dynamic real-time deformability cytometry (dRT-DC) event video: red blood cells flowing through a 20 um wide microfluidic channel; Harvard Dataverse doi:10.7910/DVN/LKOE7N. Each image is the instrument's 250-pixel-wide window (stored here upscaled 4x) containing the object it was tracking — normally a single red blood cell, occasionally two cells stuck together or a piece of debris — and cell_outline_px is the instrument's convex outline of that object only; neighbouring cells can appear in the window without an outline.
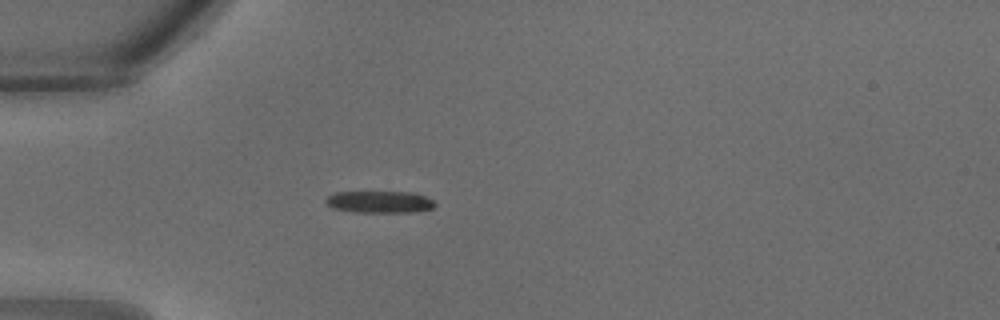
{"species": "common noctule bat (a hibernating species)", "species_latin": "Nyctalus noctula", "temperature_condition": "warm", "stored_images_in_passage": 24, "camera_frame_rate_fps": 3000, "um_per_image_px": 0.085, "animal": {"sex": "male", "body_mass_g": 18.8}, "frame": {"image": 1, "passage_image": 1, "time_ms": 0.0, "image_size_px": [1000, 320], "cell_outline_px": [[436, 204], [432, 208], [416, 212], [352, 212], [332, 208], [324, 200], [328, 196], [336, 192], [416, 192], [436, 200]], "centroid_in_image_um": [32.32, 17.16], "position_along_channel_um": 52.7, "area_um2": 14.16}}
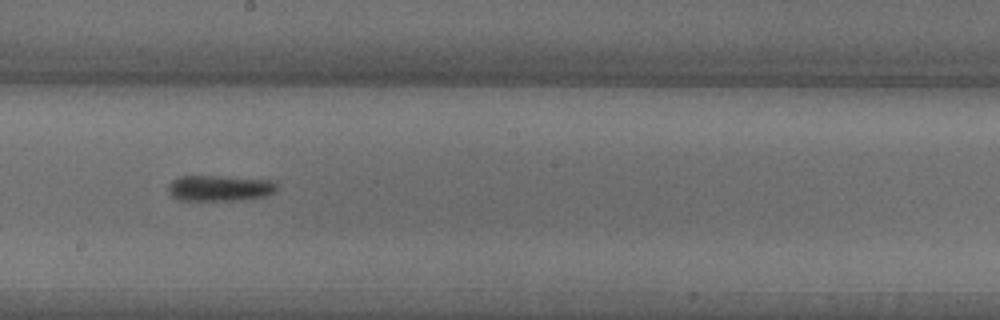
{"frame": {"image": 2, "passage_image": 10, "time_ms": 3.0, "image_size_px": [1000, 320], "cell_outline_px": [[276, 192], [264, 196], [240, 200], [176, 200], [168, 192], [168, 184], [172, 180], [180, 176], [220, 176], [268, 180], [276, 184]], "centroid_in_image_um": [18.61, 15.99], "position_along_channel_um": 229.6, "area_um2": 16.3}}
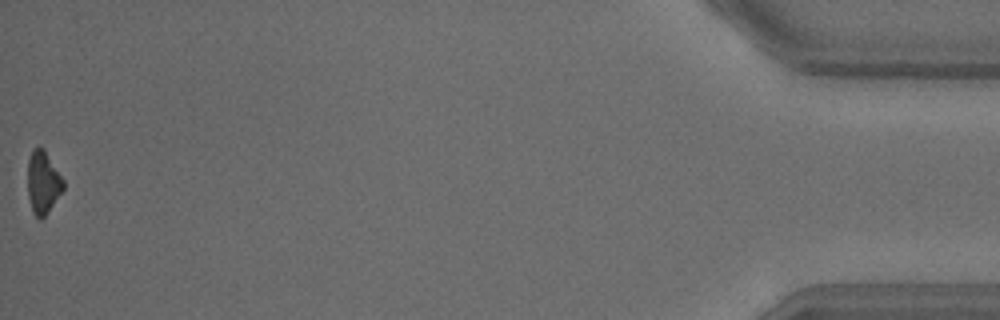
{"frame": {"image": 3, "passage_image": 24, "time_ms": 7.667, "image_size_px": [1000, 320], "cell_outline_px": [[64, 188], [48, 212], [40, 220], [32, 212], [28, 196], [28, 160], [32, 148], [44, 148], [64, 180]], "centroid_in_image_um": [3.65, 15.5], "position_along_channel_um": 431.6, "area_um2": 13.01}}